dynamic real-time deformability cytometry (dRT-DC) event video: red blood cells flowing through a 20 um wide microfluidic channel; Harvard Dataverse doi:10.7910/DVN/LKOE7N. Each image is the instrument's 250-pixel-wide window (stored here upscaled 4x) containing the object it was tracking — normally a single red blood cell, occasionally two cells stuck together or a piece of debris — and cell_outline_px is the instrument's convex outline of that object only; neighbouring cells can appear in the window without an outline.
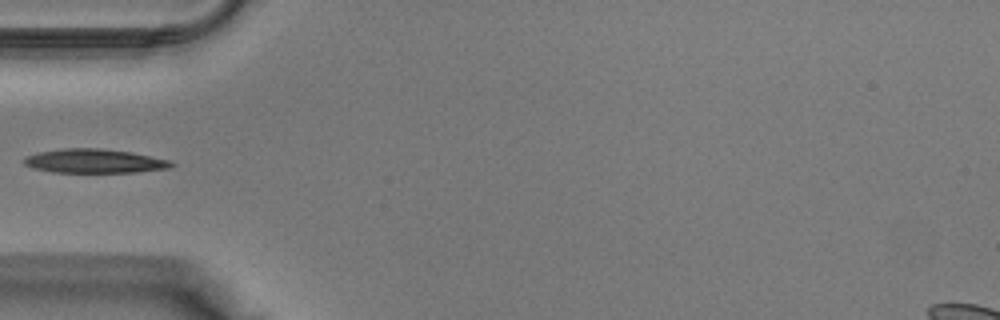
{"species": "Egyptian fruit bat (a non-hibernating species)", "species_latin": "Rousettus aegyptiacus", "temperature_condition": "warm", "stored_images_in_passage": 25, "camera_frame_rate_fps": 3000, "um_per_image_px": 0.085, "animal": {"sex": "male"}, "frame": {"image": 1, "passage_image": 1, "time_ms": 0.0, "image_size_px": [1000, 320], "cell_outline_px": [[176, 164], [172, 168], [136, 172], [52, 172], [32, 168], [24, 164], [20, 160], [24, 156], [36, 152], [64, 148], [100, 148], [132, 152], [172, 160]], "centroid_in_image_um": [8.02, 13.68], "position_along_channel_um": 77.0, "area_um2": 21.04}}
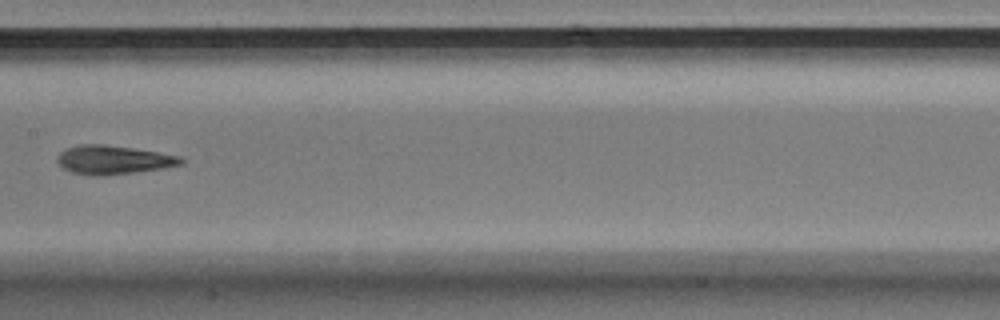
{"frame": {"image": 2, "passage_image": 8, "time_ms": 2.333, "image_size_px": [1000, 320], "cell_outline_px": [[184, 164], [164, 168], [132, 172], [96, 176], [88, 176], [72, 172], [64, 168], [56, 160], [60, 152], [68, 148], [80, 144], [104, 144], [132, 148], [180, 156], [184, 160]], "centroid_in_image_um": [9.63, 13.58], "position_along_channel_um": 197.8, "area_um2": 20.52}}